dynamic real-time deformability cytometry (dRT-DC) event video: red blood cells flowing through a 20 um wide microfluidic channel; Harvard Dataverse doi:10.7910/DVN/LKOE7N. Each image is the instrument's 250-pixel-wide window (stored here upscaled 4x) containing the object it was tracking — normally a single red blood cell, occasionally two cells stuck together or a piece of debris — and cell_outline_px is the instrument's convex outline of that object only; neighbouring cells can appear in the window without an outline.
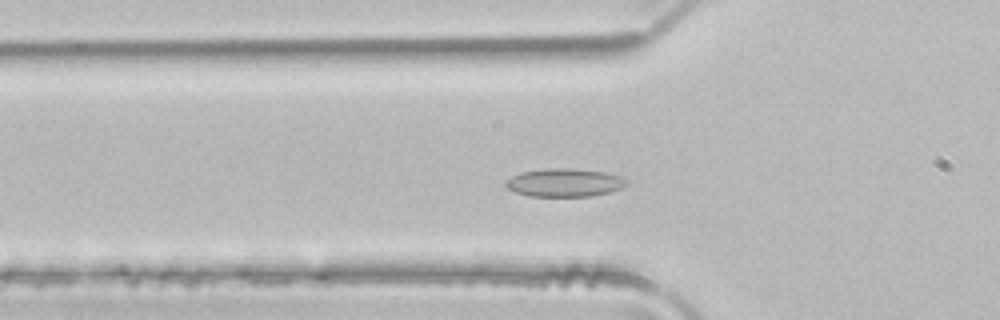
{"species": "common noctule bat (a hibernating species)", "species_latin": "Nyctalus noctula", "temperature_condition": "room temperature", "stored_images_in_passage": 48, "segment_of_instrument_passage": [1, 2], "camera_frame_rate_fps": 3000, "um_per_image_px": 0.085, "animal": {"sex": "male", "body_mass_g": 21.5, "forearm_length_mm": 52.0}, "frame": {"image": 1, "passage_image": 15, "time_ms": 4.667, "image_size_px": [1000, 320], "cell_outline_px": [[628, 184], [620, 188], [608, 192], [592, 196], [528, 196], [516, 192], [508, 188], [504, 184], [504, 180], [520, 172], [544, 168], [572, 168], [604, 172], [620, 176], [628, 180]], "centroid_in_image_um": [47.95, 15.51], "position_along_channel_um": 77.9, "area_um2": 19.94}}
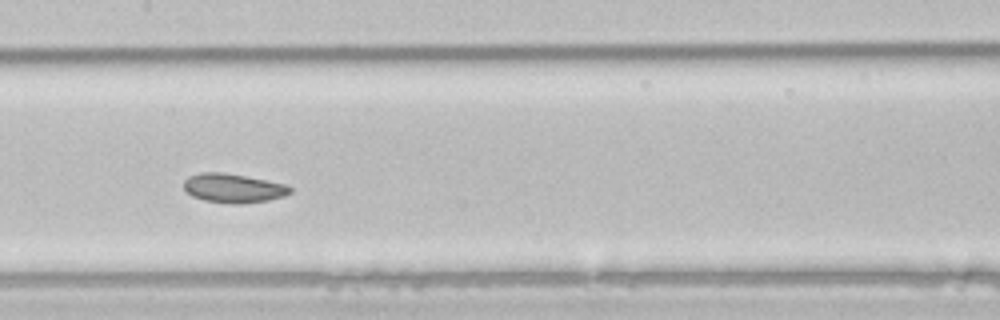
{"frame": {"image": 2, "passage_image": 23, "time_ms": 7.333, "image_size_px": [1000, 320], "cell_outline_px": [[292, 192], [284, 196], [268, 200], [240, 204], [232, 204], [204, 200], [192, 196], [184, 192], [184, 180], [188, 176], [200, 172], [220, 172], [244, 176], [288, 184], [292, 188]], "centroid_in_image_um": [19.82, 15.99], "position_along_channel_um": 187.6, "area_um2": 18.15}}
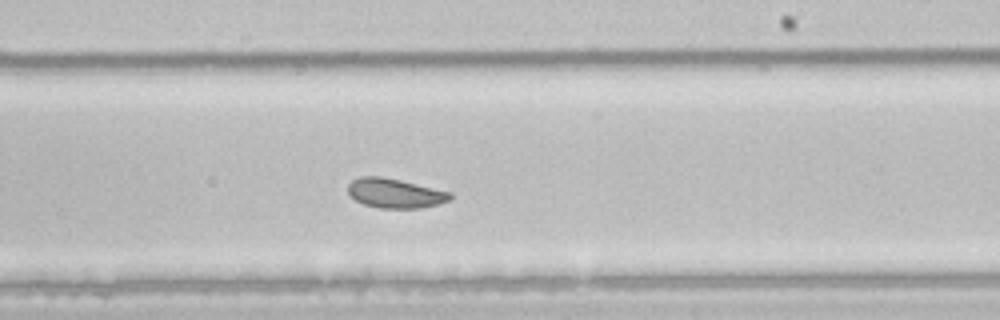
{"frame": {"image": 3, "passage_image": 28, "time_ms": 9.0, "image_size_px": [1000, 320], "cell_outline_px": [[452, 196], [448, 200], [440, 204], [420, 208], [380, 208], [364, 204], [348, 196], [348, 184], [352, 180], [360, 176], [380, 176], [400, 180], [452, 192]], "centroid_in_image_um": [33.56, 16.42], "position_along_channel_um": 255.4, "area_um2": 17.63}}